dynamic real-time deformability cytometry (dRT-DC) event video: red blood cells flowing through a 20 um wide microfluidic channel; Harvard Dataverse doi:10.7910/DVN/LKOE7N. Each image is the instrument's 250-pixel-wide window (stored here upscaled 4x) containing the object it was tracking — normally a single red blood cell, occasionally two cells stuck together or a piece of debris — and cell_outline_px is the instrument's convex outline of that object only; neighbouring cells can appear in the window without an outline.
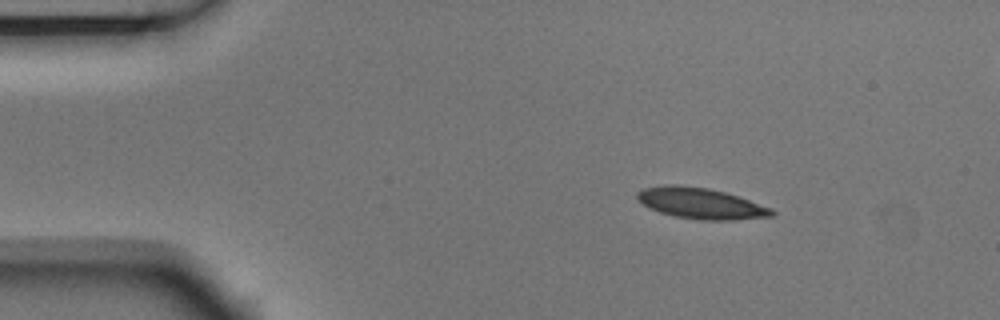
{"species": "Egyptian fruit bat (a non-hibernating species)", "species_latin": "Rousettus aegyptiacus", "temperature_condition": "room temperature", "stored_images_in_passage": 4, "segment_of_instrument_passage": [1, 2], "camera_frame_rate_fps": 3000, "um_per_image_px": 0.085, "animal": {"sex": "male"}, "frame": {"image": 1, "passage_image": 1, "time_ms": 0.0, "image_size_px": [1000, 320], "cell_outline_px": [[776, 216], [736, 220], [700, 220], [676, 216], [660, 212], [644, 204], [636, 196], [636, 192], [644, 188], [664, 184], [680, 184], [708, 188], [724, 192], [772, 208], [776, 212]], "centroid_in_image_um": [59.6, 17.28], "position_along_channel_um": 25.4, "area_um2": 24.22}}